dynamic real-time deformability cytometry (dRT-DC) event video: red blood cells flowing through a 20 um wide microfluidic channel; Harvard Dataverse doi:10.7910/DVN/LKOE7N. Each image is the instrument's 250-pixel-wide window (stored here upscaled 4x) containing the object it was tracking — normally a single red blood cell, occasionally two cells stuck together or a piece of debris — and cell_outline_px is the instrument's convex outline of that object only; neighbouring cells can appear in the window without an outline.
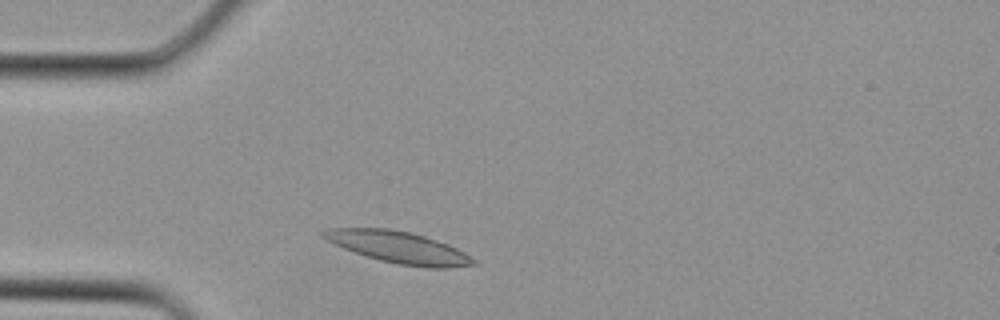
{"species": "Egyptian fruit bat (a non-hibernating species)", "species_latin": "Rousettus aegyptiacus", "temperature_condition": "cold", "stored_images_in_passage": 1, "camera_frame_rate_fps": 3000, "um_per_image_px": 0.085, "animal": {"sex": "female"}, "frame": {"image": 1, "passage_image": 1, "time_ms": 0.0, "image_size_px": [1000, 320], "cell_outline_px": [[476, 264], [448, 268], [428, 268], [396, 264], [380, 260], [344, 248], [324, 240], [320, 236], [320, 232], [328, 228], [388, 228], [412, 232], [448, 244], [464, 252], [476, 260]], "centroid_in_image_um": [33.86, 21.01], "position_along_channel_um": 51.1, "area_um2": 27.74}}